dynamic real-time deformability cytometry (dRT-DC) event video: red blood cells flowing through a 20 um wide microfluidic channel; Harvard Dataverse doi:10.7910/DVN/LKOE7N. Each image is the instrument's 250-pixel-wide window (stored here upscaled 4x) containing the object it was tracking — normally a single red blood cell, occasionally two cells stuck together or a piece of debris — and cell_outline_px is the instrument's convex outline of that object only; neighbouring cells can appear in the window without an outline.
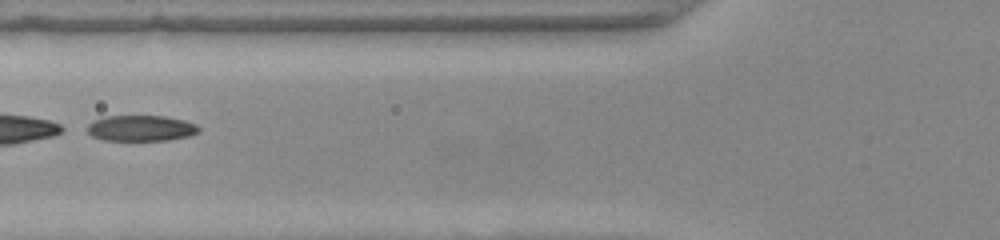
{"species": "common noctule bat (a hibernating species)", "species_latin": "Nyctalus noctula", "temperature_condition": "warm", "stored_images_in_passage": 49, "segment_of_instrument_passage": [2, 2], "camera_frame_rate_fps": 3000, "um_per_image_px": 0.085, "animal": {"sex": "female", "body_mass_g": 22.0, "forearm_length_mm": 56.7}, "frame": {"image": 1, "passage_image": 20, "time_ms": 6.333, "image_size_px": [1000, 240], "cell_outline_px": [[200, 132], [188, 136], [168, 140], [104, 140], [92, 136], [88, 132], [88, 124], [92, 120], [104, 116], [164, 116], [184, 120], [196, 124], [200, 128]], "centroid_in_image_um": [11.98, 10.89], "position_along_channel_um": 113.8, "area_um2": 16.82}}